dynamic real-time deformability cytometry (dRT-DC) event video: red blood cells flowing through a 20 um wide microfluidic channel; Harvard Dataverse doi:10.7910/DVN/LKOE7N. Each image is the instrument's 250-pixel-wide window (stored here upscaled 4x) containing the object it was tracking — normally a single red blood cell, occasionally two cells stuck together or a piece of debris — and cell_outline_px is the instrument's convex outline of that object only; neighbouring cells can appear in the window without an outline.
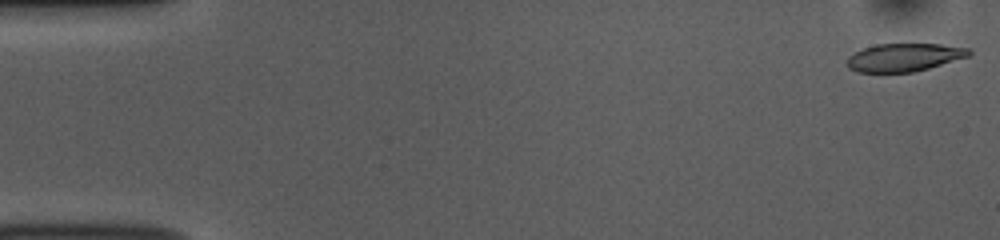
{"species": "common noctule bat (a hibernating species)", "species_latin": "Nyctalus noctula", "temperature_condition": "room temperature", "stored_images_in_passage": 52, "camera_frame_rate_fps": 3000, "um_per_image_px": 0.085, "animal": {"sex": "female", "body_mass_g": 10.0, "forearm_length_mm": 53.1}, "frame": {"image": 1, "passage_image": 1, "time_ms": 0.0, "image_size_px": [1000, 240], "cell_outline_px": [[972, 52], [968, 56], [928, 68], [912, 72], [856, 72], [848, 68], [848, 56], [864, 48], [876, 44], [940, 44], [968, 48]], "centroid_in_image_um": [76.83, 4.87], "position_along_channel_um": 8.2, "area_um2": 19.65}}
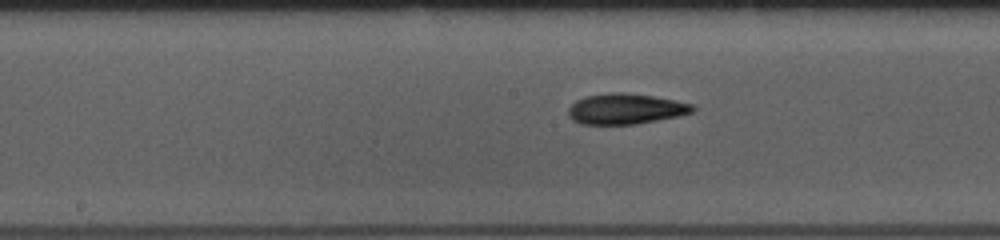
{"frame": {"image": 2, "passage_image": 26, "time_ms": 8.333, "image_size_px": [1000, 240], "cell_outline_px": [[696, 108], [692, 112], [680, 116], [636, 124], [584, 124], [572, 120], [568, 116], [568, 108], [576, 100], [584, 96], [608, 92], [624, 92], [652, 96], [676, 100], [692, 104]], "centroid_in_image_um": [53.17, 9.25], "position_along_channel_um": 195.0, "area_um2": 22.31}}
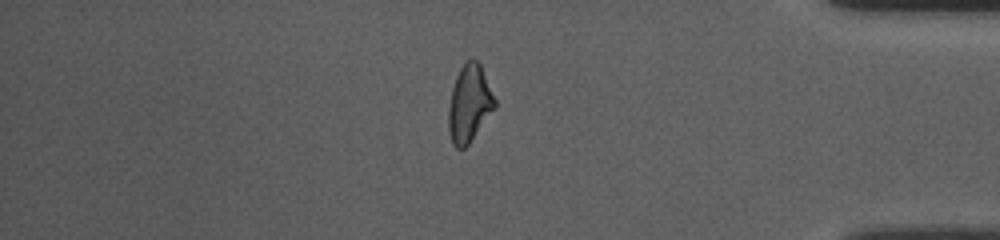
{"frame": {"image": 3, "passage_image": 44, "time_ms": 14.333, "image_size_px": [1000, 240], "cell_outline_px": [[496, 104], [468, 144], [464, 148], [456, 148], [452, 144], [448, 132], [448, 108], [452, 88], [456, 76], [460, 68], [468, 60], [476, 60], [480, 64], [496, 100]], "centroid_in_image_um": [39.86, 8.81], "position_along_channel_um": 395.3, "area_um2": 20.35}, "authors_computed_cell_mechanics": {"area_um2": 21.386, "velocity_mm_per_s": 3.8393, "shape_relaxation_time_tau1_ms": 5.4901, "shape_relaxation_time_tau2_ms": 4.9911, "deformation_change_tau1": 0.1477, "deformation_change_tau2": 0.1433}}